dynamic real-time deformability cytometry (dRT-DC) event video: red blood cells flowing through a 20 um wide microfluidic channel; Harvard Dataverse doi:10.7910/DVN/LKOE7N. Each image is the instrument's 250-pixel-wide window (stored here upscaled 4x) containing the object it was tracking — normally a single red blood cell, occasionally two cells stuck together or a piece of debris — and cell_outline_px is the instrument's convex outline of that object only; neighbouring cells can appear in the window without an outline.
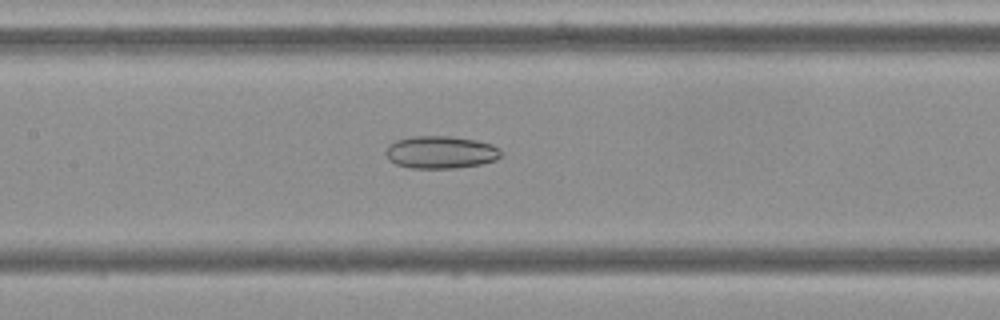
{"species": "Egyptian fruit bat (a non-hibernating species)", "species_latin": "Rousettus aegyptiacus", "temperature_condition": "cold", "stored_images_in_passage": 54, "camera_frame_rate_fps": 3000, "um_per_image_px": 0.085, "frame": {"image": 1, "passage_image": 25, "time_ms": 8.0, "image_size_px": [1000, 320], "cell_outline_px": [[504, 156], [496, 160], [480, 164], [456, 168], [412, 168], [396, 164], [388, 160], [384, 152], [388, 144], [396, 140], [412, 136], [452, 136], [476, 140], [492, 144], [500, 148], [504, 152]], "centroid_in_image_um": [37.48, 12.93], "position_along_channel_um": 169.9, "area_um2": 22.25}}
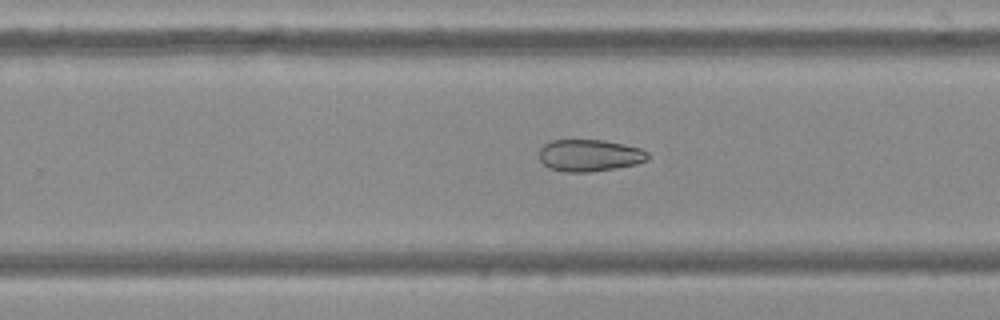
{"frame": {"image": 2, "passage_image": 34, "time_ms": 11.0, "image_size_px": [1000, 320], "cell_outline_px": [[648, 160], [636, 164], [616, 168], [592, 172], [564, 172], [548, 168], [540, 160], [540, 148], [544, 144], [552, 140], [604, 140], [624, 144], [640, 148], [648, 152]], "centroid_in_image_um": [50.11, 13.21], "position_along_channel_um": 279.7, "area_um2": 20.35}}
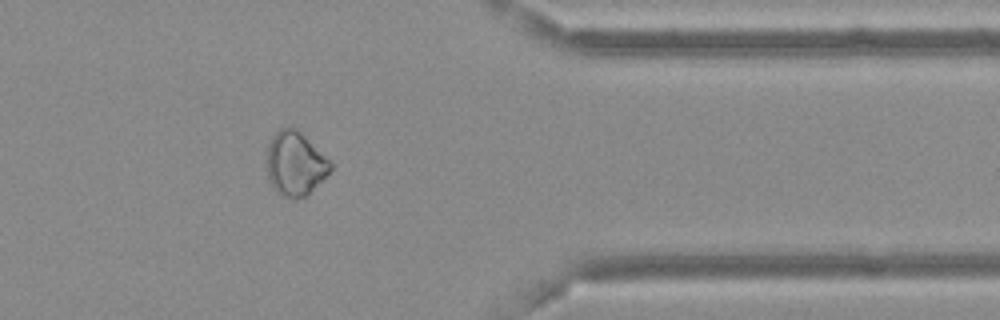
{"frame": {"image": 3, "passage_image": 44, "time_ms": 14.333, "image_size_px": [1000, 320], "cell_outline_px": [[332, 168], [308, 196], [296, 200], [292, 200], [276, 192], [268, 180], [268, 144], [272, 136], [280, 128], [296, 128], [332, 164]], "centroid_in_image_um": [25.07, 13.97], "position_along_channel_um": 386.3, "area_um2": 23.47}}